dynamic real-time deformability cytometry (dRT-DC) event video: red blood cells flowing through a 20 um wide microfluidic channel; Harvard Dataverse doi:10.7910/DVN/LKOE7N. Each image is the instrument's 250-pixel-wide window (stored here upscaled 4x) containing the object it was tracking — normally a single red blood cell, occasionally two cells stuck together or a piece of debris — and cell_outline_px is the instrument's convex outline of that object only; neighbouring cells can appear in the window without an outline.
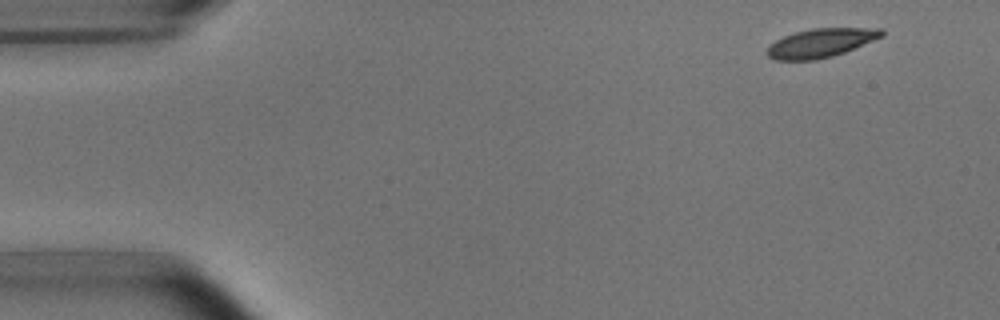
{"species": "common noctule bat (a hibernating species)", "species_latin": "Nyctalus noctula", "temperature_condition": "room temperature", "stored_images_in_passage": 4, "camera_frame_rate_fps": 3000, "um_per_image_px": 0.085, "animal": {"sex": "male", "body_mass_g": 15.6}, "frame": {"image": 1, "passage_image": 1, "time_ms": 0.0, "image_size_px": [1000, 320], "cell_outline_px": [[884, 36], [844, 52], [832, 56], [816, 60], [776, 60], [768, 56], [768, 44], [784, 36], [796, 32], [812, 28], [884, 28]], "centroid_in_image_um": [69.78, 3.64], "position_along_channel_um": 15.2, "area_um2": 19.19}}
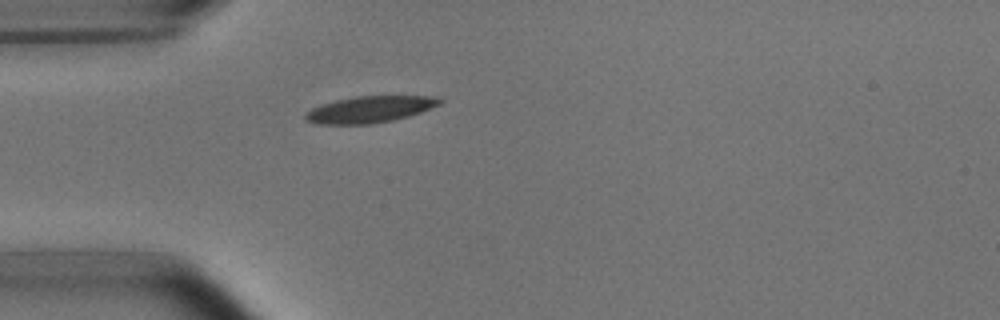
{"frame": {"image": 2, "passage_image": 4, "time_ms": 3.667, "image_size_px": [1000, 320], "cell_outline_px": [[444, 100], [440, 104], [420, 112], [408, 116], [392, 120], [368, 124], [316, 124], [304, 120], [304, 116], [312, 108], [320, 104], [352, 96], [440, 96]], "centroid_in_image_um": [31.43, 9.29], "position_along_channel_um": 53.6, "area_um2": 20.81}}